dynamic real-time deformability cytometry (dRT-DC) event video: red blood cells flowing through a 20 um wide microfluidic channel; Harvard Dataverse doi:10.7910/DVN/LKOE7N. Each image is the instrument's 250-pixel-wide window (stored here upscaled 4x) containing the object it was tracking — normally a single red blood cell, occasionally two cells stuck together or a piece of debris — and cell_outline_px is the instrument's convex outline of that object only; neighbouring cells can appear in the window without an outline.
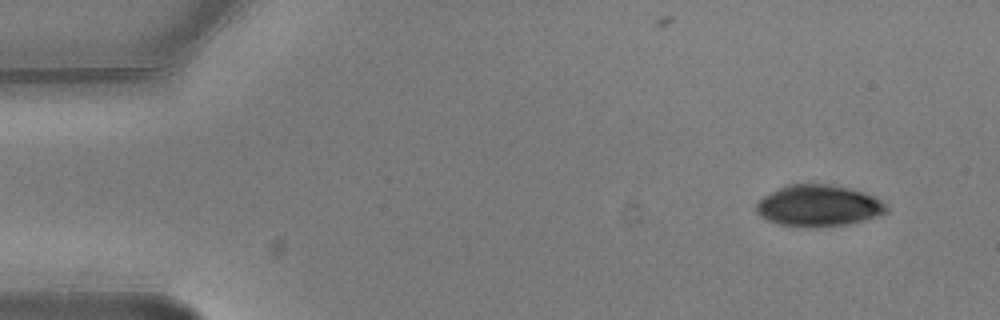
{"species": "common noctule bat (a hibernating species)", "species_latin": "Nyctalus noctula", "temperature_condition": "warm", "stored_images_in_passage": 5, "camera_frame_rate_fps": 3000, "um_per_image_px": 0.085, "animal": {"sex": "male", "body_mass_g": 20.5, "forearm_length_mm": 52.5}, "frame": {"image": 1, "passage_image": 1, "time_ms": 0.0, "image_size_px": [1000, 320], "cell_outline_px": [[888, 212], [864, 220], [848, 224], [816, 228], [776, 224], [760, 216], [756, 212], [756, 204], [764, 196], [788, 184], [828, 184], [848, 188], [864, 192], [880, 200], [888, 208]], "centroid_in_image_um": [69.56, 17.5], "position_along_channel_um": 15.4, "area_um2": 31.33}}